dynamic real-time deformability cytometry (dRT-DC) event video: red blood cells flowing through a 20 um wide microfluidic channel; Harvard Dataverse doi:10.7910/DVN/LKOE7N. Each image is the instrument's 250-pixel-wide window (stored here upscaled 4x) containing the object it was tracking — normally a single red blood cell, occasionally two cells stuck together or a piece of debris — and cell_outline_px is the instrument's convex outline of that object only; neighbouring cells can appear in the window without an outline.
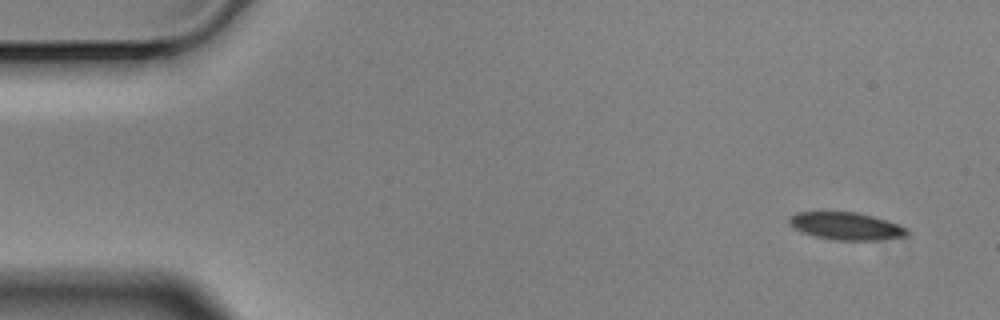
{"species": "Egyptian fruit bat (a non-hibernating species)", "species_latin": "Rousettus aegyptiacus", "temperature_condition": "cold", "stored_images_in_passage": 6, "camera_frame_rate_fps": 3000, "um_per_image_px": 0.085, "animal": {"sex": "male"}, "frame": {"image": 1, "passage_image": 1, "time_ms": 0.0, "image_size_px": [1000, 320], "cell_outline_px": [[908, 236], [876, 240], [836, 240], [816, 236], [800, 232], [788, 224], [788, 216], [796, 212], [856, 212], [888, 220], [900, 224], [908, 228]], "centroid_in_image_um": [71.92, 19.21], "position_along_channel_um": 13.1, "area_um2": 19.07}}
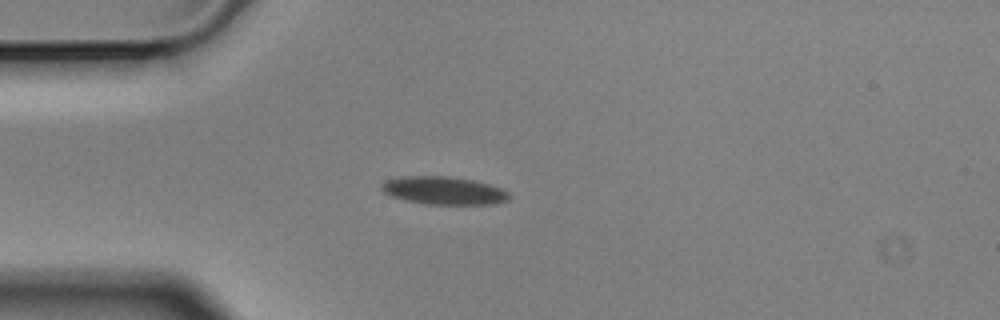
{"frame": {"image": 2, "passage_image": 4, "time_ms": 1.0, "image_size_px": [1000, 320], "cell_outline_px": [[512, 196], [508, 200], [496, 204], [428, 204], [404, 200], [392, 196], [384, 192], [380, 188], [380, 184], [388, 180], [400, 176], [448, 176], [472, 180], [488, 184], [500, 188], [508, 192]], "centroid_in_image_um": [37.72, 16.2], "position_along_channel_um": 47.3, "area_um2": 20.75}}
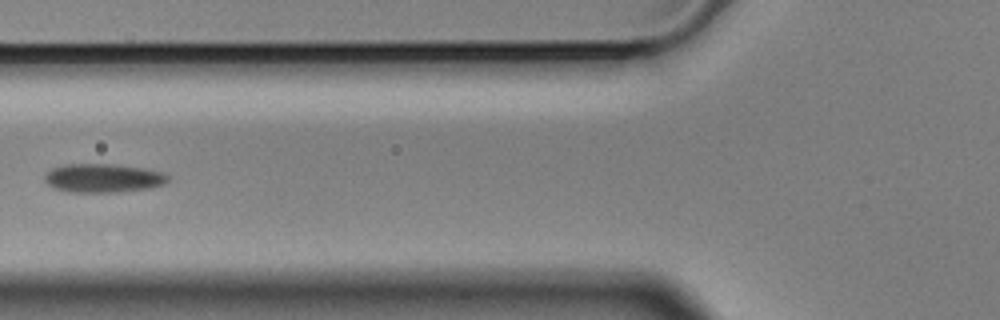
{"frame": {"image": 3, "passage_image": 6, "time_ms": 1.667, "image_size_px": [1000, 320], "cell_outline_px": [[168, 180], [164, 184], [148, 188], [116, 192], [72, 192], [52, 188], [44, 180], [44, 176], [52, 168], [64, 164], [112, 164], [144, 168], [164, 172], [168, 176]], "centroid_in_image_um": [8.75, 15.13], "position_along_channel_um": 117.1, "area_um2": 20.63}}